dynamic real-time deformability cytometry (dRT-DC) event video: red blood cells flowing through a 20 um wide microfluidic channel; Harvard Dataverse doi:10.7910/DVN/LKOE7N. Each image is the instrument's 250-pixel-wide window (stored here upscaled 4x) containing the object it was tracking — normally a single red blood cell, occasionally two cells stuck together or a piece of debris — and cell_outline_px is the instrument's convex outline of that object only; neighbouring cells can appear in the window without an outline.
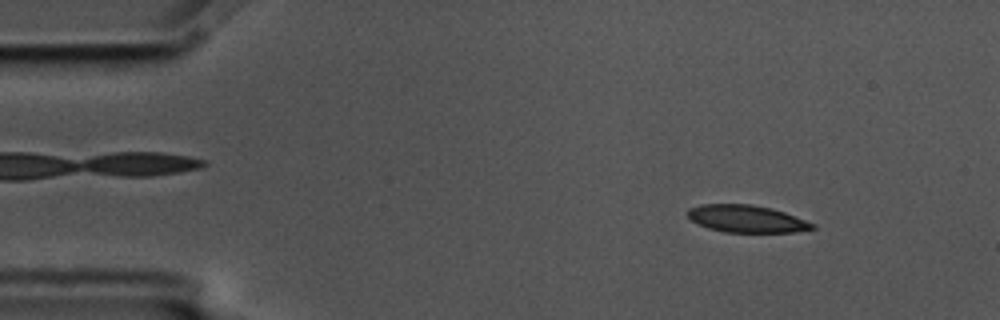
{"species": "common noctule bat (a hibernating species)", "species_latin": "Nyctalus noctula", "temperature_condition": "cold", "stored_images_in_passage": 55, "camera_frame_rate_fps": 3000, "um_per_image_px": 0.085, "animal": {"sex": "male", "body_mass_g": 17.5, "forearm_length_mm": 52.3}, "frame": {"image": 1, "passage_image": 6, "time_ms": 1.667, "image_size_px": [1000, 320], "cell_outline_px": [[816, 228], [796, 232], [724, 232], [708, 228], [692, 220], [684, 212], [688, 208], [700, 204], [752, 204], [772, 208], [784, 212], [816, 224]], "centroid_in_image_um": [63.45, 18.59], "position_along_channel_um": 21.6, "area_um2": 19.94}}
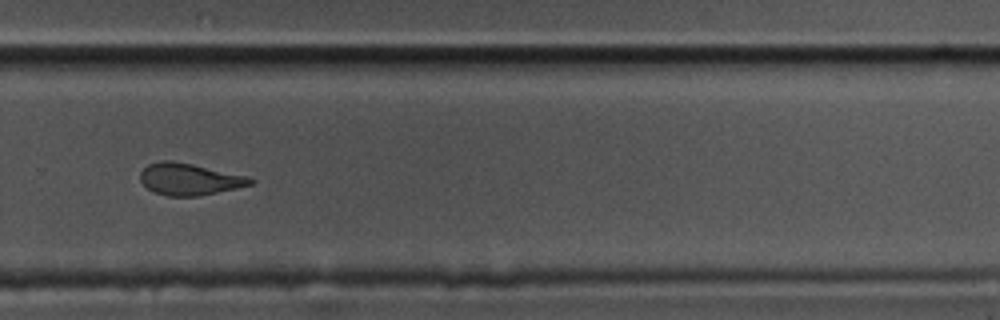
{"frame": {"image": 2, "passage_image": 37, "time_ms": 12.0, "image_size_px": [1000, 320], "cell_outline_px": [[256, 180], [252, 184], [236, 188], [196, 196], [168, 196], [156, 192], [148, 188], [140, 180], [140, 172], [148, 164], [164, 160], [168, 160], [192, 164], [248, 176]], "centroid_in_image_um": [16.1, 15.22], "position_along_channel_um": 313.7, "area_um2": 20.11}}
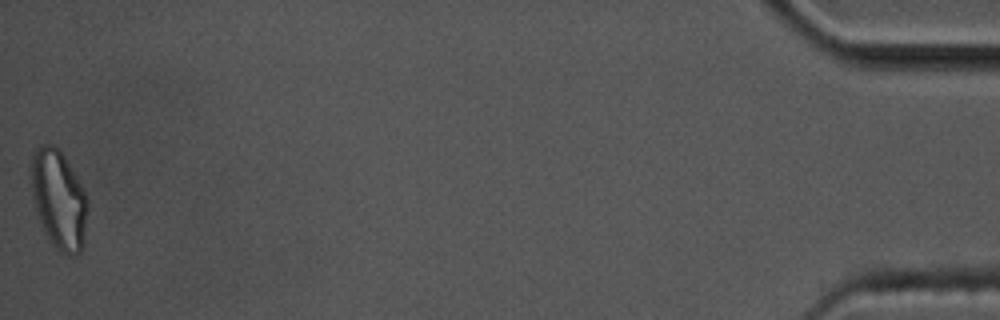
{"frame": {"image": 3, "passage_image": 55, "time_ms": 18.0, "image_size_px": [1000, 320], "cell_outline_px": [[88, 208], [84, 244], [80, 252], [72, 256], [56, 248], [44, 232], [36, 212], [32, 196], [28, 168], [32, 156], [36, 148], [40, 144], [52, 144], [64, 156], [84, 188], [88, 200]], "centroid_in_image_um": [4.98, 16.93], "position_along_channel_um": 430.2, "area_um2": 33.06}, "authors_computed_cell_mechanics": {"area_um2": 21.1548, "velocity_mm_per_s": 3.5674, "shape_relaxation_time_tau1_ms": null, "shape_relaxation_time_tau2_ms": 2.8576, "deformation_change_tau1": null, "deformation_change_tau2": 0.0868}}